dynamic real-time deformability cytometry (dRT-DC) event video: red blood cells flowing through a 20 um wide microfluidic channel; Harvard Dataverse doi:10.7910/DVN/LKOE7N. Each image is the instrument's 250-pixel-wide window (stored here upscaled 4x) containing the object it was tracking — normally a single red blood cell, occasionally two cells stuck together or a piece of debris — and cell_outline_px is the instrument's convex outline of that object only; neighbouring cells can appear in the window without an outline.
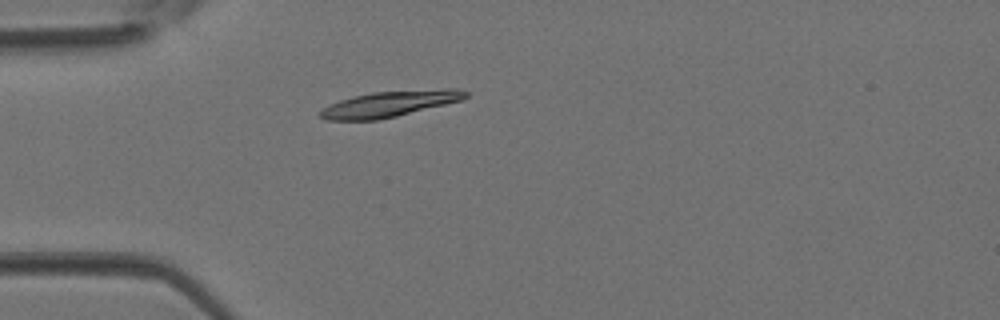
{"species": "Egyptian fruit bat (a non-hibernating species)", "species_latin": "Rousettus aegyptiacus", "temperature_condition": "room temperature", "stored_images_in_passage": 4, "camera_frame_rate_fps": 3000, "um_per_image_px": 0.085, "animal": {"sex": "female"}, "frame": {"image": 1, "passage_image": 4, "time_ms": 1.0, "image_size_px": [1000, 320], "cell_outline_px": [[468, 96], [460, 100], [396, 116], [376, 120], [328, 120], [320, 116], [316, 112], [340, 100], [352, 96], [372, 92], [444, 88], [456, 88], [468, 92]], "centroid_in_image_um": [33.11, 8.82], "position_along_channel_um": 51.9, "area_um2": 21.68}}